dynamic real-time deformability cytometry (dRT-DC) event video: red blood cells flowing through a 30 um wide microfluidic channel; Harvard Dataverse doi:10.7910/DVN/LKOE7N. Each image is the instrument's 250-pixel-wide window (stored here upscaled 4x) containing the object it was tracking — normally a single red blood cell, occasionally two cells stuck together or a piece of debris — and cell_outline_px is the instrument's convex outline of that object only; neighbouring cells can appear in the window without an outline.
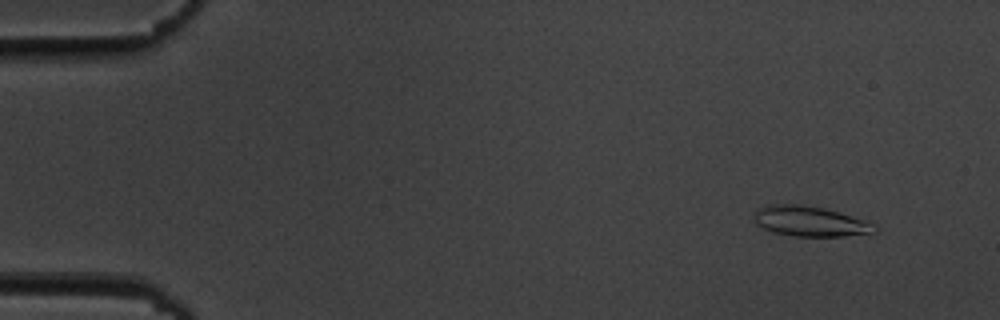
{"species": "common noctule bat (a hibernating species)", "species_latin": "Nyctalus noctula", "temperature_condition": "cold", "stored_images_in_passage": 55, "camera_frame_rate_fps": 3000, "um_per_image_px": 0.085, "animal": {"sex": "male", "body_mass_g": 19.5, "forearm_length_mm": 54.6}, "frame": {"image": 1, "passage_image": 5, "time_ms": 1.333, "image_size_px": [1000, 320], "cell_outline_px": [[880, 228], [876, 232], [844, 236], [792, 236], [772, 232], [756, 224], [756, 208], [768, 204], [800, 204], [824, 208], [868, 220], [876, 224]], "centroid_in_image_um": [68.91, 18.81], "position_along_channel_um": 16.1, "area_um2": 21.44}}
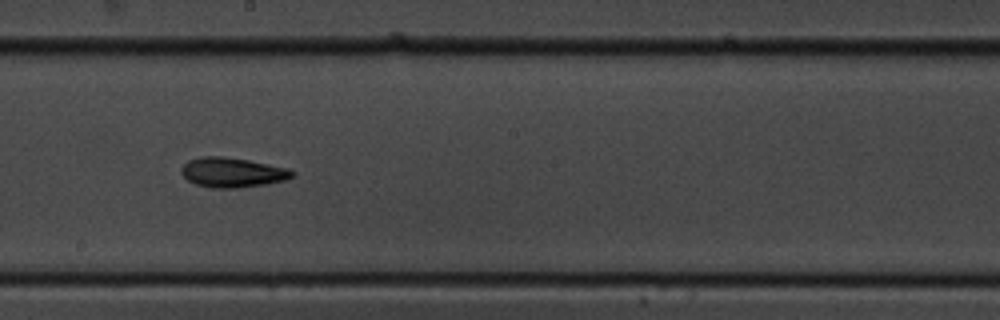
{"frame": {"image": 2, "passage_image": 31, "time_ms": 10.0, "image_size_px": [1000, 320], "cell_outline_px": [[296, 172], [292, 176], [284, 180], [264, 184], [236, 188], [212, 188], [196, 184], [188, 180], [180, 172], [180, 168], [188, 160], [200, 156], [220, 156], [248, 160], [288, 168]], "centroid_in_image_um": [19.71, 14.65], "position_along_channel_um": 228.5, "area_um2": 19.13}}
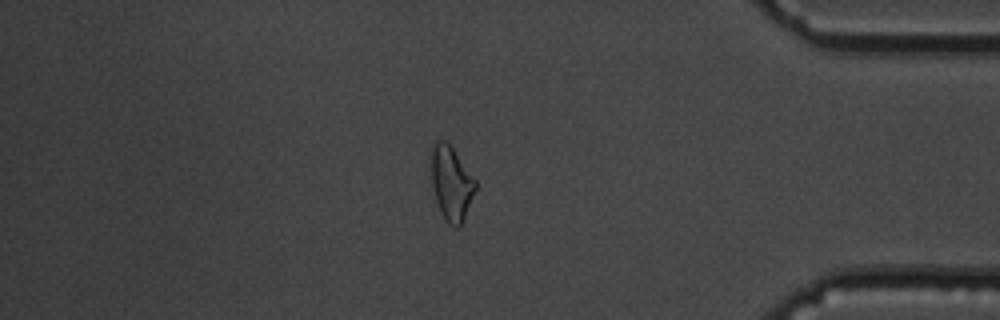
{"frame": {"image": 3, "passage_image": 47, "time_ms": 15.333, "image_size_px": [1000, 320], "cell_outline_px": [[476, 188], [460, 228], [456, 228], [448, 224], [440, 212], [436, 200], [432, 184], [432, 140], [444, 140], [452, 148], [476, 180]], "centroid_in_image_um": [38.35, 15.59], "position_along_channel_um": 396.8, "area_um2": 18.9}, "authors_computed_cell_mechanics": {"area_um2": 19.1896, "velocity_mm_per_s": 3.6918, "shape_relaxation_time_tau1_ms": 5.0924, "shape_relaxation_time_tau2_ms": null, "deformation_change_tau1": 0.1412, "deformation_change_tau2": null}}